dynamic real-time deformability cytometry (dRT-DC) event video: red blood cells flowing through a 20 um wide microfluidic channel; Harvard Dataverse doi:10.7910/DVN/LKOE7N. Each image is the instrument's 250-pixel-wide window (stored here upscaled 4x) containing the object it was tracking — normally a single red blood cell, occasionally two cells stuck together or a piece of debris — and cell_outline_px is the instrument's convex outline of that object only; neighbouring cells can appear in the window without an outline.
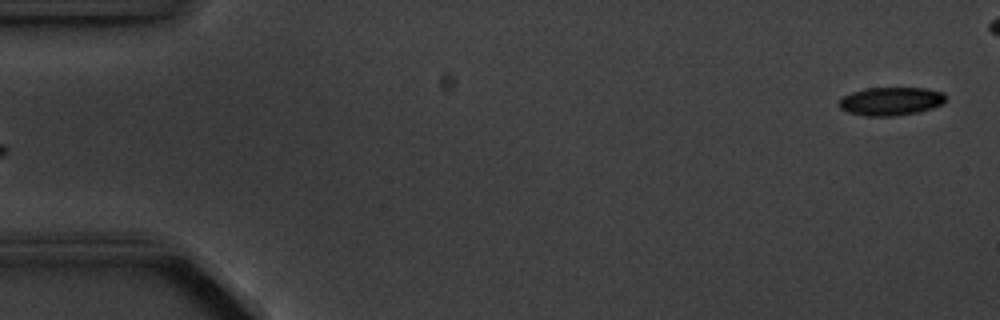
{"species": "common noctule bat (a hibernating species)", "species_latin": "Nyctalus noctula", "temperature_condition": "cold", "stored_images_in_passage": 4, "segment_of_instrument_passage": [2, 2], "camera_frame_rate_fps": 3000, "um_per_image_px": 0.085, "animal": {"sex": "male", "body_mass_g": 20.1, "forearm_length_mm": 53.5}, "frame": {"image": 1, "passage_image": 4, "time_ms": 3.667, "image_size_px": [1000, 320], "cell_outline_px": [[944, 100], [940, 104], [932, 108], [916, 112], [892, 116], [864, 116], [848, 112], [840, 108], [836, 104], [844, 96], [852, 92], [864, 88], [924, 88], [944, 92]], "centroid_in_image_um": [75.67, 8.6], "position_along_channel_um": 9.3, "area_um2": 17.46}}